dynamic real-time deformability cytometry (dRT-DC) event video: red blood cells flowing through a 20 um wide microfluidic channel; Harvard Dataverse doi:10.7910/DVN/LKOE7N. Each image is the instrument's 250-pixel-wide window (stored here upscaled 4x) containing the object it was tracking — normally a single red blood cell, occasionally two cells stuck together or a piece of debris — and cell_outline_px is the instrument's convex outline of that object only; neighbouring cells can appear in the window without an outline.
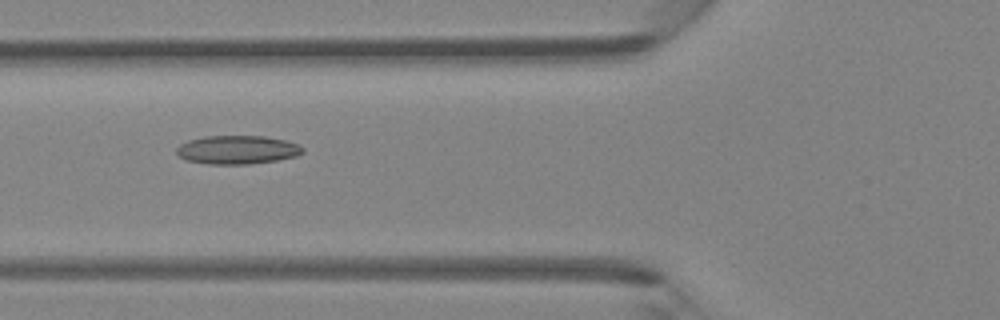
{"species": "Egyptian fruit bat (a non-hibernating species)", "species_latin": "Rousettus aegyptiacus", "temperature_condition": "room temperature", "stored_images_in_passage": 46, "camera_frame_rate_fps": 3000, "um_per_image_px": 0.085, "animal": {"sex": "female"}, "frame": {"image": 1, "passage_image": 18, "time_ms": 5.667, "image_size_px": [1000, 320], "cell_outline_px": [[304, 152], [296, 156], [276, 160], [248, 164], [208, 164], [184, 160], [176, 152], [176, 148], [180, 144], [188, 140], [204, 136], [264, 136], [284, 140], [300, 144], [304, 148]], "centroid_in_image_um": [20.16, 12.73], "position_along_channel_um": 105.6, "area_um2": 21.1}}
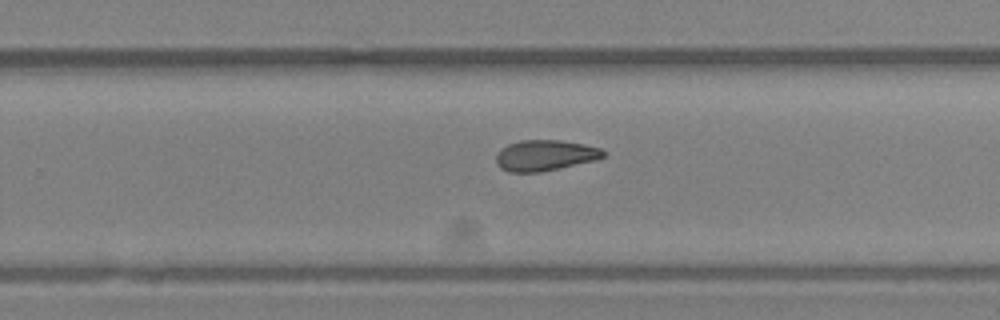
{"frame": {"image": 2, "passage_image": 30, "time_ms": 9.667, "image_size_px": [1000, 320], "cell_outline_px": [[604, 156], [596, 160], [540, 172], [508, 172], [500, 168], [496, 164], [496, 152], [500, 148], [508, 144], [520, 140], [560, 140], [584, 144], [600, 148], [604, 152]], "centroid_in_image_um": [46.27, 13.2], "position_along_channel_um": 283.5, "area_um2": 19.31}}
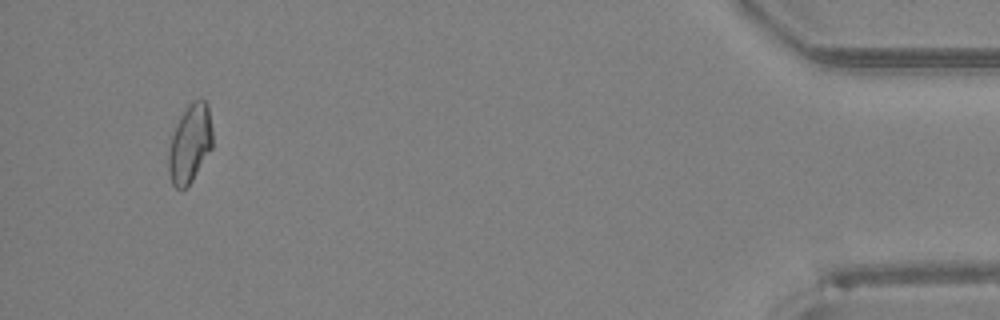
{"frame": {"image": 3, "passage_image": 44, "time_ms": 14.333, "image_size_px": [1000, 320], "cell_outline_px": [[212, 148], [192, 180], [184, 188], [176, 188], [172, 184], [168, 172], [168, 152], [172, 136], [176, 124], [180, 116], [188, 104], [192, 100], [204, 100], [208, 104], [212, 128]], "centroid_in_image_um": [16.14, 12.19], "position_along_channel_um": 419.1, "area_um2": 20.06}}